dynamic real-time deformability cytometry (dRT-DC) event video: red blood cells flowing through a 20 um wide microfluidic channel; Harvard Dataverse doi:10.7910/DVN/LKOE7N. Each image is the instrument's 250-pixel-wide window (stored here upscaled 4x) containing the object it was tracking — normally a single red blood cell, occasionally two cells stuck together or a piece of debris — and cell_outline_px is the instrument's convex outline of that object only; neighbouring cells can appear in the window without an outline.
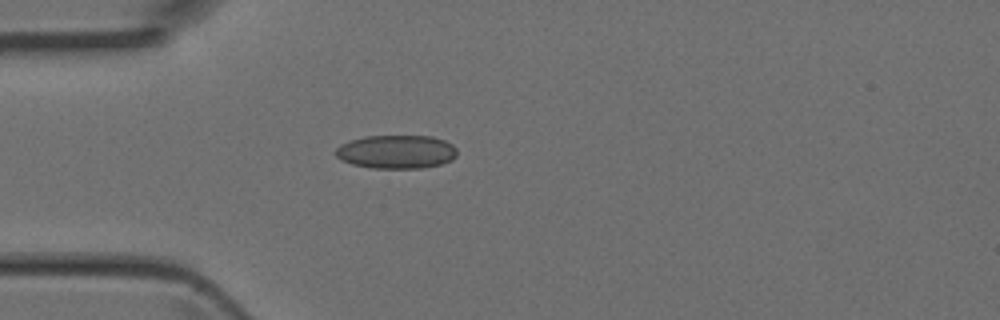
{"species": "Egyptian fruit bat (a non-hibernating species)", "species_latin": "Rousettus aegyptiacus", "temperature_condition": "room temperature", "stored_images_in_passage": 2, "camera_frame_rate_fps": 3000, "um_per_image_px": 0.085, "animal": {"sex": "female"}, "frame": {"image": 1, "passage_image": 2, "time_ms": 0.333, "image_size_px": [1000, 320], "cell_outline_px": [[456, 156], [452, 160], [440, 164], [420, 168], [372, 168], [352, 164], [340, 160], [336, 156], [336, 148], [340, 144], [348, 140], [364, 136], [432, 136], [444, 140], [452, 144], [456, 148]], "centroid_in_image_um": [33.67, 12.9], "position_along_channel_um": 51.3, "area_um2": 23.87}}